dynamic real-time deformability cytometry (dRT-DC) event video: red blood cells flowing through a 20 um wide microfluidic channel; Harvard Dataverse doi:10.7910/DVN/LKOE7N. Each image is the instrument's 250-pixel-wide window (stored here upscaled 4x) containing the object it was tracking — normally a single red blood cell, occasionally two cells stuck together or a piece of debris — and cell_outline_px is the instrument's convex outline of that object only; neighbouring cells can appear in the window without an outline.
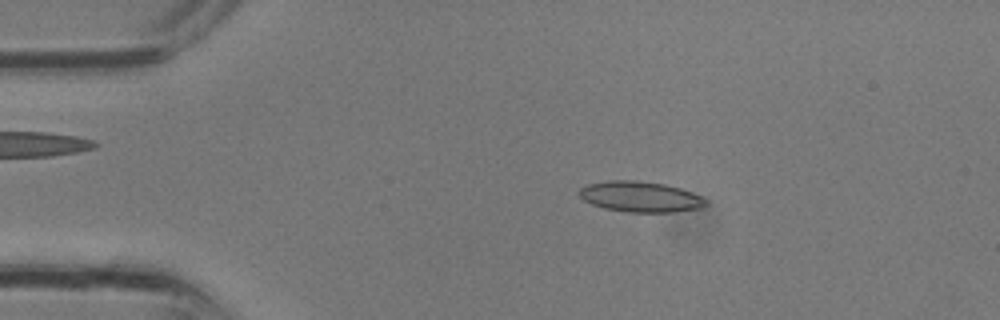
{"species": "common noctule bat (a hibernating species)", "species_latin": "Nyctalus noctula", "temperature_condition": "room temperature", "stored_images_in_passage": 14, "camera_frame_rate_fps": 3000, "um_per_image_px": 0.085, "animal": {"sex": "male", "body_mass_g": 13.3}, "frame": {"image": 1, "passage_image": 5, "time_ms": 1.333, "image_size_px": [1000, 320], "cell_outline_px": [[708, 204], [700, 208], [676, 212], [628, 212], [604, 208], [592, 204], [584, 200], [580, 196], [580, 188], [588, 184], [608, 180], [636, 180], [664, 184], [680, 188], [692, 192], [708, 200]], "centroid_in_image_um": [54.46, 16.72], "position_along_channel_um": 30.5, "area_um2": 22.6}}
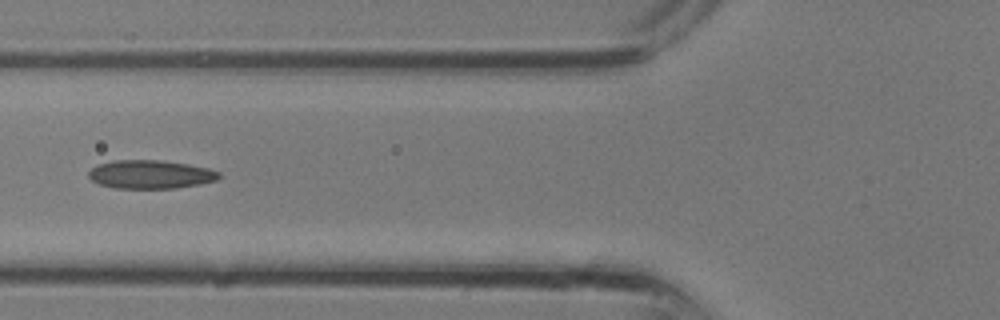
{"frame": {"image": 2, "passage_image": 11, "time_ms": 3.333, "image_size_px": [1000, 320], "cell_outline_px": [[220, 176], [216, 180], [200, 184], [172, 188], [116, 188], [100, 184], [92, 180], [88, 176], [88, 172], [96, 164], [112, 160], [164, 160], [188, 164], [208, 168], [220, 172]], "centroid_in_image_um": [12.77, 14.81], "position_along_channel_um": 113.0, "area_um2": 21.68}}
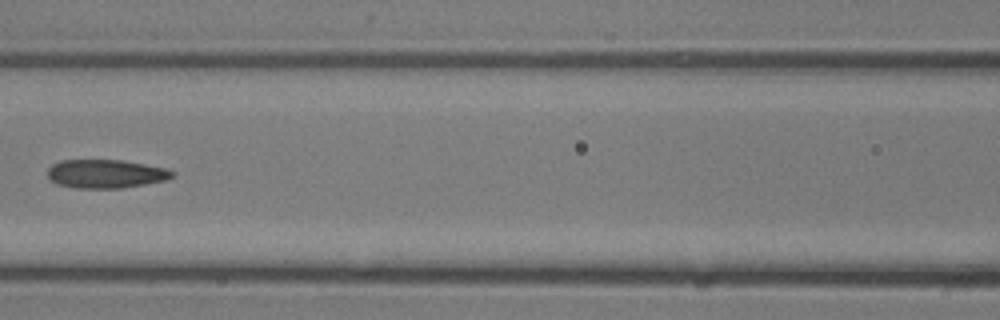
{"frame": {"image": 3, "passage_image": 13, "time_ms": 4.0, "image_size_px": [1000, 320], "cell_outline_px": [[176, 172], [172, 176], [164, 180], [144, 184], [120, 188], [76, 188], [56, 184], [48, 176], [48, 168], [52, 164], [60, 160], [120, 160], [144, 164], [164, 168]], "centroid_in_image_um": [8.94, 14.77], "position_along_channel_um": 157.7, "area_um2": 20.58}}